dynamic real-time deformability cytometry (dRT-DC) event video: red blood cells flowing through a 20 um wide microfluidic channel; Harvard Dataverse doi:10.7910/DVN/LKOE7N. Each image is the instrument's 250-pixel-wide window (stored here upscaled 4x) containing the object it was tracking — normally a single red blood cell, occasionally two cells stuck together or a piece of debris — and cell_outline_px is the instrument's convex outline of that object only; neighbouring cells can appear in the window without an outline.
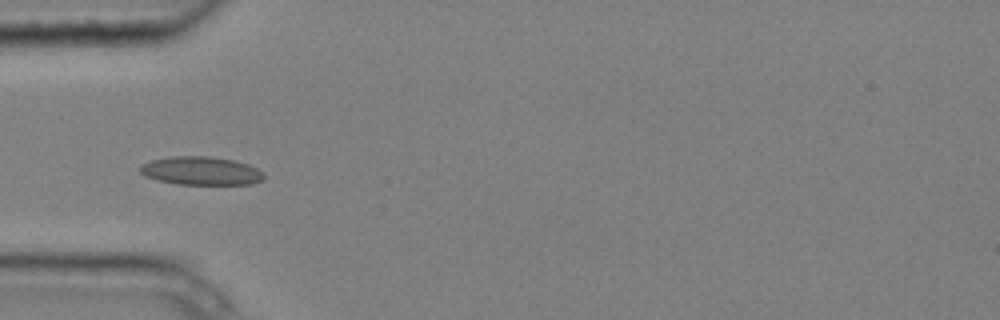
{"species": "common noctule bat (a hibernating species)", "species_latin": "Nyctalus noctula", "temperature_condition": "cold", "stored_images_in_passage": 6, "camera_frame_rate_fps": 3000, "um_per_image_px": 0.085, "animal": {"sex": "male", "body_mass_g": 20.4}, "frame": {"image": 1, "passage_image": 3, "time_ms": 0.667, "image_size_px": [1000, 320], "cell_outline_px": [[264, 176], [260, 180], [252, 184], [176, 184], [156, 180], [144, 176], [140, 172], [140, 164], [152, 160], [172, 156], [208, 156], [236, 160], [248, 164], [264, 172]], "centroid_in_image_um": [17.06, 14.51], "position_along_channel_um": 67.9, "area_um2": 20.58}}
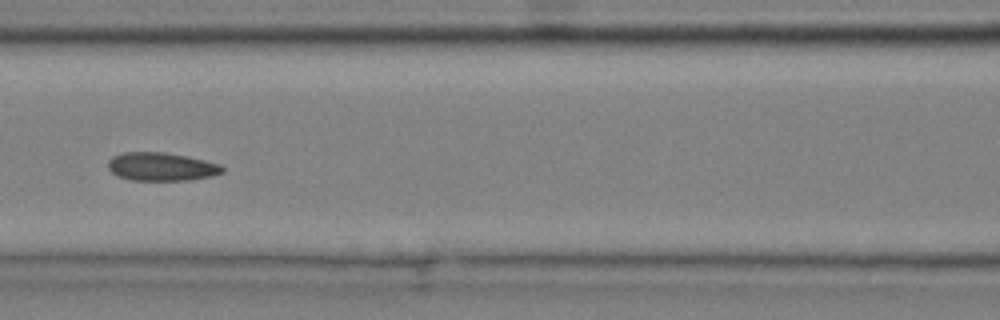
{"frame": {"image": 2, "passage_image": 5, "time_ms": 1.333, "image_size_px": [1000, 320], "cell_outline_px": [[224, 172], [212, 176], [188, 180], [132, 180], [120, 176], [112, 172], [108, 168], [108, 160], [112, 156], [124, 152], [164, 152], [204, 160], [220, 164], [224, 168]], "centroid_in_image_um": [13.72, 14.16], "position_along_channel_um": 152.9, "area_um2": 18.73}}
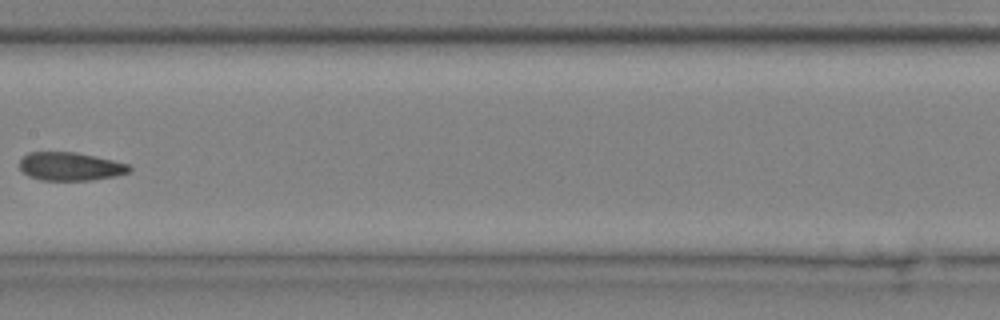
{"frame": {"image": 3, "passage_image": 6, "time_ms": 1.667, "image_size_px": [1000, 320], "cell_outline_px": [[132, 172], [116, 176], [92, 180], [40, 180], [28, 176], [20, 168], [20, 160], [28, 152], [76, 152], [96, 156], [128, 164], [132, 168]], "centroid_in_image_um": [6.0, 14.15], "position_along_channel_um": 201.4, "area_um2": 18.21}}